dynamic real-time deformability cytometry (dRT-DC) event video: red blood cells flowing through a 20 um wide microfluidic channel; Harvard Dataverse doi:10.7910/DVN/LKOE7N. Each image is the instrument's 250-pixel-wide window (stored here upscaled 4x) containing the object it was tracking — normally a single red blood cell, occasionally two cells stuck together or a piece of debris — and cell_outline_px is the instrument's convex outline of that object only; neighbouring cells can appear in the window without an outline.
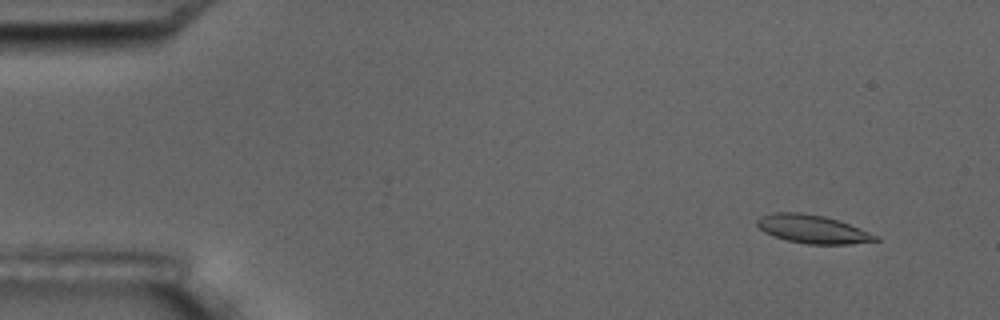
{"species": "common noctule bat (a hibernating species)", "species_latin": "Nyctalus noctula", "temperature_condition": "room temperature", "stored_images_in_passage": 5, "camera_frame_rate_fps": 3000, "um_per_image_px": 0.085, "animal": {"sex": "male", "body_mass_g": 17.5, "forearm_length_mm": 52.3}, "frame": {"image": 1, "passage_image": 1, "time_ms": 0.0, "image_size_px": [1000, 320], "cell_outline_px": [[880, 240], [848, 244], [808, 244], [788, 240], [772, 236], [764, 232], [756, 224], [756, 220], [760, 216], [772, 212], [800, 212], [824, 216], [860, 228], [880, 236]], "centroid_in_image_um": [69.05, 19.47], "position_along_channel_um": 16.0, "area_um2": 19.54}}
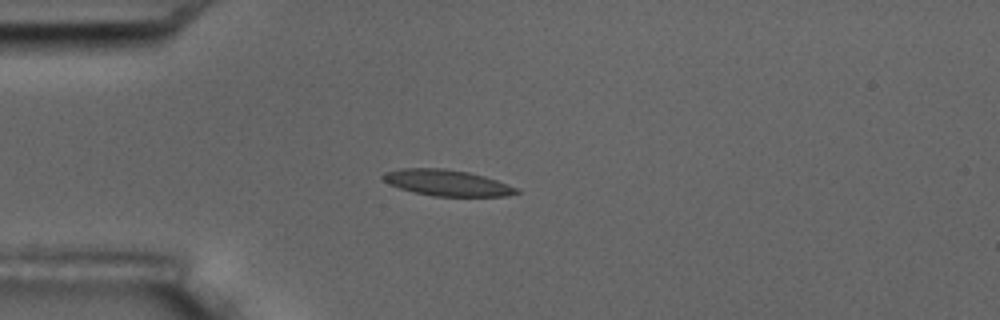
{"frame": {"image": 2, "passage_image": 3, "time_ms": 3.333, "image_size_px": [1000, 320], "cell_outline_px": [[520, 192], [508, 196], [432, 196], [412, 192], [388, 184], [380, 176], [384, 172], [400, 168], [444, 168], [468, 172], [484, 176], [520, 188]], "centroid_in_image_um": [37.98, 15.54], "position_along_channel_um": 47.0, "area_um2": 20.46}}